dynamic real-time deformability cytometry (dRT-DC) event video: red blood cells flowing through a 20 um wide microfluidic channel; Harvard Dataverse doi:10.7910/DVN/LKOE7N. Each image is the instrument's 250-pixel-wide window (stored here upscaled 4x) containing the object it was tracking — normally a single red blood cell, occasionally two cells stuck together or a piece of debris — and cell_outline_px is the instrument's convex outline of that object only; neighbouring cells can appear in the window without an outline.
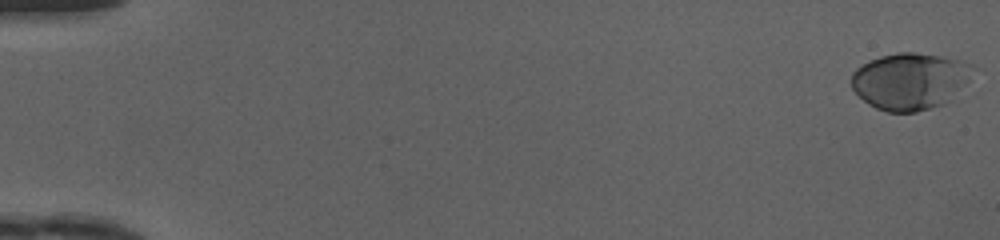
{"species": "human", "species_latin": "Homo sapiens", "temperature_condition": "cold", "stored_images_in_passage": 50, "camera_frame_rate_fps": 3000, "um_per_image_px": 0.085, "donor": {"sex": "female"}, "frame": {"image": 1, "passage_image": 1, "time_ms": 0.0, "image_size_px": [1000, 240], "cell_outline_px": [[956, 84], [948, 100], [944, 104], [916, 112], [888, 112], [876, 108], [868, 104], [852, 88], [852, 72], [856, 68], [868, 60], [880, 56], [896, 52], [916, 52], [940, 56], [956, 60]], "centroid_in_image_um": [76.97, 6.92], "position_along_channel_um": 8.0, "area_um2": 37.11}}
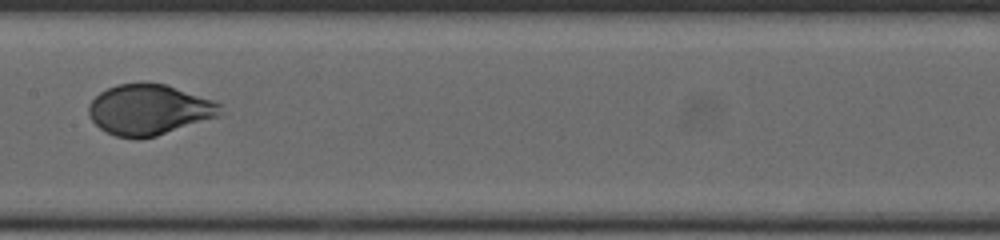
{"frame": {"image": 2, "passage_image": 27, "time_ms": 8.667, "image_size_px": [1000, 240], "cell_outline_px": [[220, 116], [156, 136], [136, 140], [116, 136], [100, 128], [88, 116], [88, 104], [100, 92], [116, 84], [140, 80], [164, 84], [212, 100], [220, 104]], "centroid_in_image_um": [12.62, 9.31], "position_along_channel_um": 194.8, "area_um2": 39.07}}
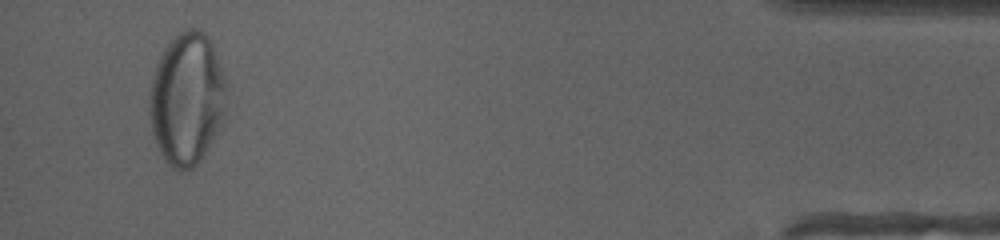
{"frame": {"image": 3, "passage_image": 48, "time_ms": 15.667, "image_size_px": [1000, 240], "cell_outline_px": [[228, 88], [224, 120], [204, 156], [192, 168], [184, 172], [180, 172], [172, 168], [164, 160], [156, 144], [152, 132], [148, 112], [148, 100], [152, 76], [156, 64], [164, 48], [180, 32], [188, 28], [196, 28], [204, 32], [208, 36], [212, 44], [224, 76]], "centroid_in_image_um": [15.88, 8.44], "position_along_channel_um": 419.3, "area_um2": 60.17}, "authors_computed_cell_mechanics": {"area_um2": 39.7086, "velocity_mm_per_s": 4.1585, "shape_relaxation_time_tau1_ms": 2.6589, "shape_relaxation_time_tau2_ms": null, "deformation_change_tau1": 0.1672, "deformation_change_tau2": null}}